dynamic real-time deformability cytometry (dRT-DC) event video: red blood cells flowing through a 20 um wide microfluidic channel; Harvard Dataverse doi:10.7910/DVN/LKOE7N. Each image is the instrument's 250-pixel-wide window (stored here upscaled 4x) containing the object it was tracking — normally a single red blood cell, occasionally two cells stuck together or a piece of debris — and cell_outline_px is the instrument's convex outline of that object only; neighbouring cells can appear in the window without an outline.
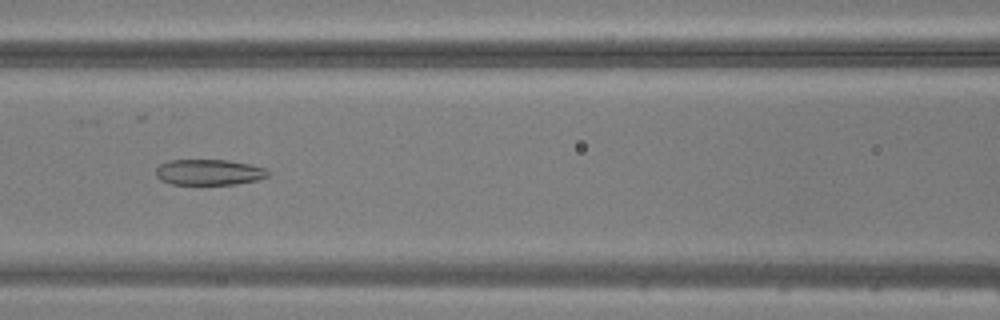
{"species": "common noctule bat (a hibernating species)", "species_latin": "Nyctalus noctula", "temperature_condition": "warm", "stored_images_in_passage": 45, "camera_frame_rate_fps": 3000, "um_per_image_px": 0.085, "animal": {"sex": "male", "body_mass_g": 20.5, "forearm_length_mm": 52.5}, "frame": {"image": 1, "passage_image": 22, "time_ms": 7.0, "image_size_px": [1000, 320], "cell_outline_px": [[268, 176], [256, 180], [236, 184], [172, 184], [160, 180], [156, 176], [156, 168], [160, 164], [168, 160], [228, 160], [248, 164], [264, 168], [268, 172]], "centroid_in_image_um": [17.72, 14.63], "position_along_channel_um": 148.9, "area_um2": 16.7}}
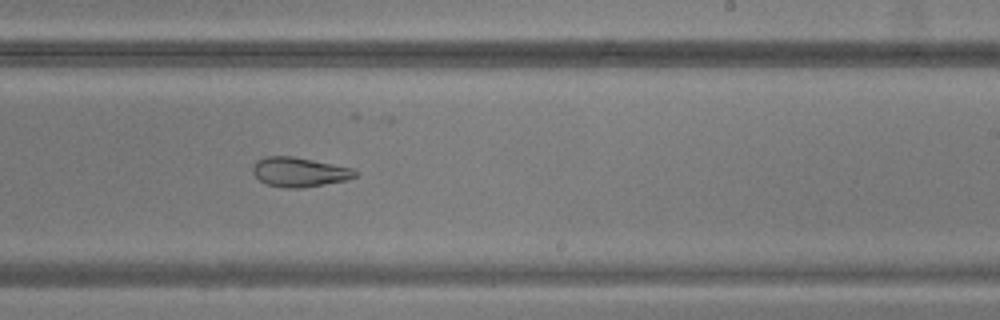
{"frame": {"image": 2, "passage_image": 30, "time_ms": 9.667, "image_size_px": [1000, 320], "cell_outline_px": [[356, 176], [344, 180], [324, 184], [300, 188], [288, 188], [268, 184], [260, 180], [252, 172], [252, 168], [256, 160], [264, 156], [292, 156], [352, 168], [356, 172]], "centroid_in_image_um": [25.39, 14.61], "position_along_channel_um": 263.6, "area_um2": 17.28}}
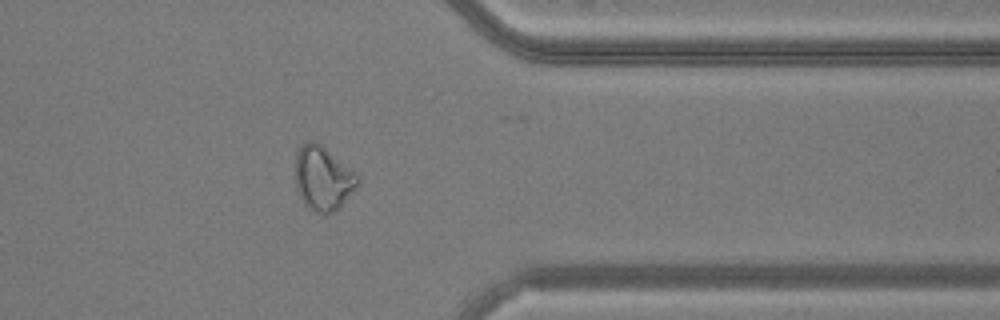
{"frame": {"image": 3, "passage_image": 39, "time_ms": 12.667, "image_size_px": [1000, 320], "cell_outline_px": [[360, 180], [340, 208], [324, 216], [308, 208], [304, 204], [296, 188], [296, 152], [304, 140], [316, 140], [352, 168], [360, 176]], "centroid_in_image_um": [27.45, 15.14], "position_along_channel_um": 383.9, "area_um2": 23.76}}